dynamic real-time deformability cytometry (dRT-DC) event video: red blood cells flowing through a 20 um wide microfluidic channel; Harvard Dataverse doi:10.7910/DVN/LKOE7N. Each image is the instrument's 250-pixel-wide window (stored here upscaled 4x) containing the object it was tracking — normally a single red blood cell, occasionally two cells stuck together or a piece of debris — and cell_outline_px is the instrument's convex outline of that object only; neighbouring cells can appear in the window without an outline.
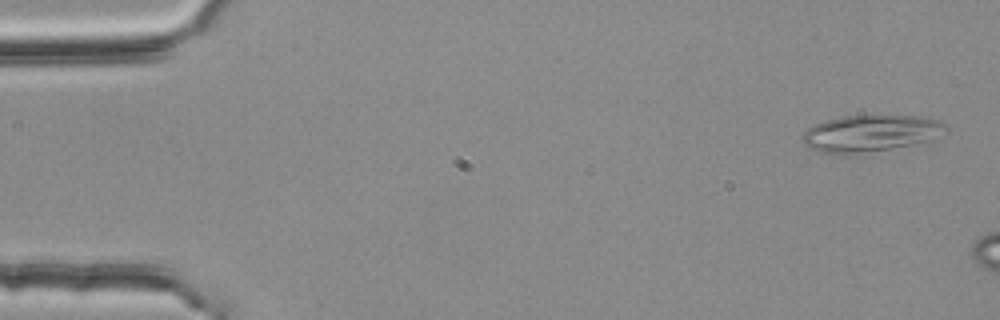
{"species": "common noctule bat (a hibernating species)", "species_latin": "Nyctalus noctula", "temperature_condition": "room temperature", "stored_images_in_passage": 8, "camera_frame_rate_fps": 3000, "um_per_image_px": 0.085, "animal": {"sex": "female", "body_mass_g": 25.1}, "frame": {"image": 1, "passage_image": 2, "time_ms": 0.333, "image_size_px": [1000, 320], "cell_outline_px": [[948, 132], [932, 140], [860, 156], [840, 156], [820, 152], [804, 144], [800, 140], [800, 136], [808, 128], [824, 120], [844, 116], [924, 116], [940, 120], [948, 128]], "centroid_in_image_um": [74.0, 11.38], "position_along_channel_um": 11.0, "area_um2": 31.85}}